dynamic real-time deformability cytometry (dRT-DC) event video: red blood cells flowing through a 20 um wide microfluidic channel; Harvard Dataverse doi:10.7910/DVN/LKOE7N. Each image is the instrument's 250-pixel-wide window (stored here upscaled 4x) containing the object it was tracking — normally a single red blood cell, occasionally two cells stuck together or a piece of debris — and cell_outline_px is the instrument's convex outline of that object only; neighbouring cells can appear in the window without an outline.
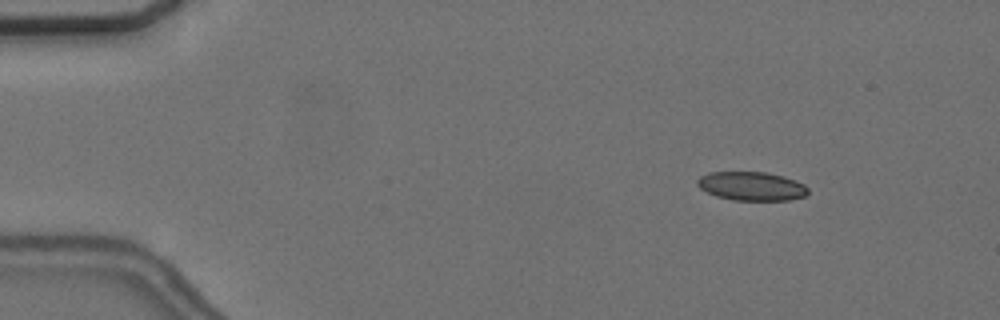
{"species": "common noctule bat (a hibernating species)", "species_latin": "Nyctalus noctula", "temperature_condition": "cold", "stored_images_in_passage": 14, "camera_frame_rate_fps": 3000, "um_per_image_px": 0.085, "animal": {"sex": "female", "body_mass_g": 24.6, "forearm_length_mm": 56.2}, "frame": {"image": 1, "passage_image": 8, "time_ms": 2.333, "image_size_px": [1000, 320], "cell_outline_px": [[808, 192], [804, 196], [792, 200], [732, 200], [716, 196], [700, 188], [696, 184], [696, 180], [700, 176], [708, 172], [764, 172], [796, 180], [804, 184], [808, 188]], "centroid_in_image_um": [63.86, 15.82], "position_along_channel_um": 21.1, "area_um2": 18.55}}